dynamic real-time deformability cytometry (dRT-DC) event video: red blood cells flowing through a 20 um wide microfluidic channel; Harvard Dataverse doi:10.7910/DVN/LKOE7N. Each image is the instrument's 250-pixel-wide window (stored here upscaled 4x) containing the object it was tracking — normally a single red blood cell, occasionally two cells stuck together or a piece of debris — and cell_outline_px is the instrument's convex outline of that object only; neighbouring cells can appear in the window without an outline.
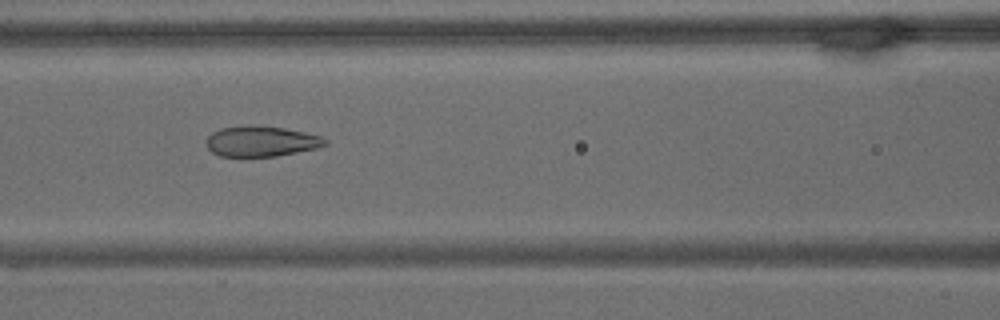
{"species": "common noctule bat (a hibernating species)", "species_latin": "Nyctalus noctula", "temperature_condition": "warm", "stored_images_in_passage": 68, "camera_frame_rate_fps": 3000, "um_per_image_px": 0.085, "animal": {"sex": "male", "body_mass_g": 15.6}, "frame": {"image": 1, "passage_image": 29, "time_ms": 9.333, "image_size_px": [1000, 320], "cell_outline_px": [[328, 144], [316, 148], [276, 156], [220, 156], [212, 152], [204, 144], [208, 136], [212, 132], [220, 128], [248, 124], [284, 128], [320, 136], [328, 140]], "centroid_in_image_um": [22.16, 12.0], "position_along_channel_um": 144.4, "area_um2": 21.15}}
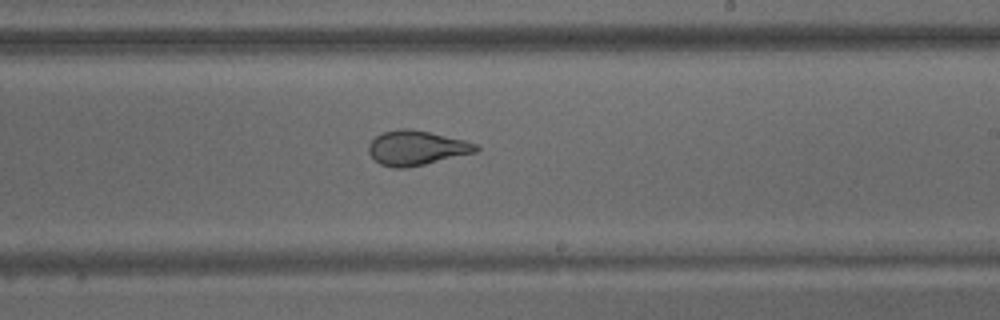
{"frame": {"image": 2, "passage_image": 40, "time_ms": 13.0, "image_size_px": [1000, 320], "cell_outline_px": [[480, 148], [476, 152], [408, 168], [392, 168], [380, 164], [368, 152], [368, 144], [376, 136], [384, 132], [400, 128], [408, 128], [428, 132], [464, 140], [476, 144]], "centroid_in_image_um": [35.38, 12.58], "position_along_channel_um": 253.6, "area_um2": 21.5}}
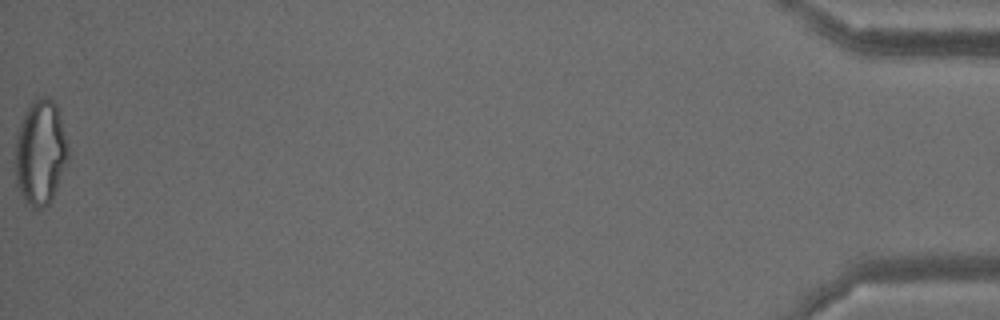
{"frame": {"image": 3, "passage_image": 68, "time_ms": 22.333, "image_size_px": [1000, 320], "cell_outline_px": [[68, 156], [52, 200], [48, 204], [40, 208], [32, 208], [24, 200], [16, 184], [16, 136], [24, 112], [28, 104], [36, 96], [48, 96], [56, 104], [60, 112], [68, 148]], "centroid_in_image_um": [3.43, 12.91], "position_along_channel_um": 431.8, "area_um2": 32.43}, "authors_computed_cell_mechanics": {"area_um2": 26.2123, "velocity_mm_per_s": 2.981, "shape_relaxation_time_tau1_ms": null, "shape_relaxation_time_tau2_ms": 1.2081, "deformation_change_tau1": null, "deformation_change_tau2": 0.0857}}